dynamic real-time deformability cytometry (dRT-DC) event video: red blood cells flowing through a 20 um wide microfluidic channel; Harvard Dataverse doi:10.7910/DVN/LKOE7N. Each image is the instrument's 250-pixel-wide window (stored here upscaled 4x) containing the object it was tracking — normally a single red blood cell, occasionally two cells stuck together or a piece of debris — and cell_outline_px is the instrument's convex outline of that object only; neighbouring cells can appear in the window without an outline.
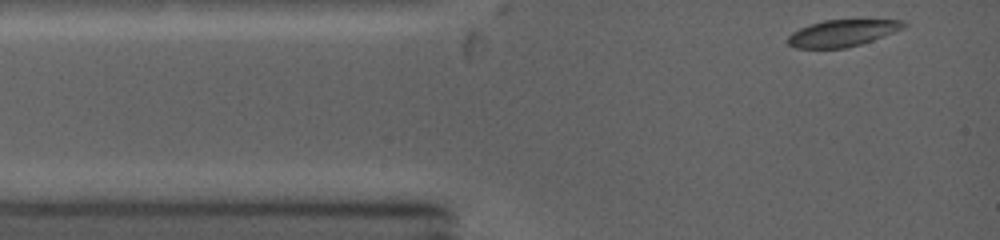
{"species": "common noctule bat (a hibernating species)", "species_latin": "Nyctalus noctula", "temperature_condition": "warm", "stored_images_in_passage": 4, "camera_frame_rate_fps": 5000, "um_per_image_px": 0.085, "animal": {"sex": "female", "body_mass_g": 19.0, "forearm_length_mm": 53.3}, "frame": {"image": 1, "passage_image": 1, "time_ms": 0.0, "image_size_px": [1000, 240], "cell_outline_px": [[904, 24], [900, 28], [860, 44], [844, 48], [796, 48], [788, 44], [788, 36], [800, 28], [824, 20], [900, 20]], "centroid_in_image_um": [71.48, 2.82], "position_along_channel_um": 13.5, "area_um2": 17.22}}
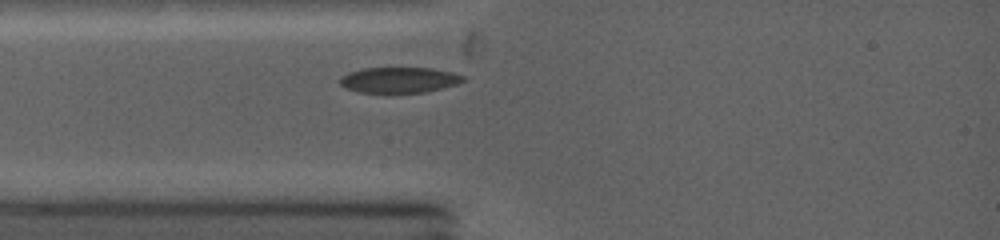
{"frame": {"image": 2, "passage_image": 4, "time_ms": 1.8, "image_size_px": [1000, 240], "cell_outline_px": [[464, 80], [440, 88], [424, 92], [360, 92], [348, 88], [340, 84], [340, 80], [344, 76], [360, 68], [432, 68], [452, 72], [464, 76]], "centroid_in_image_um": [33.93, 6.78], "position_along_channel_um": 51.1, "area_um2": 17.8}}